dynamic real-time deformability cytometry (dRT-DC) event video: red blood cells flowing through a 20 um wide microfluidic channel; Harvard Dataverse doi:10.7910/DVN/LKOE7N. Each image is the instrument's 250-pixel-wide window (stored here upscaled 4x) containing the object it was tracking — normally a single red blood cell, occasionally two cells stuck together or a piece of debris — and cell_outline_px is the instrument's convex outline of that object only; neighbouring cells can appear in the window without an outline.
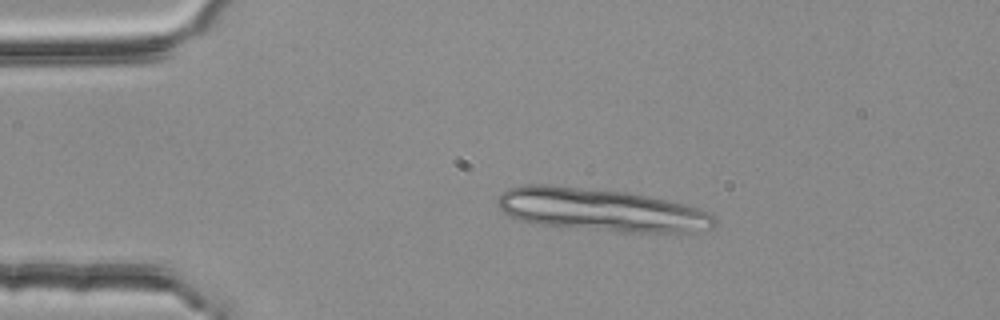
{"species": "common noctule bat (a hibernating species)", "species_latin": "Nyctalus noctula", "temperature_condition": "room temperature", "stored_images_in_passage": 2, "camera_frame_rate_fps": 3000, "um_per_image_px": 0.085, "animal": {"sex": "female", "body_mass_g": 25.1}, "frame": {"image": 1, "passage_image": 1, "time_ms": 0.0, "image_size_px": [1000, 320], "cell_outline_px": [[716, 224], [712, 228], [692, 232], [624, 232], [536, 224], [520, 220], [508, 216], [496, 204], [496, 200], [500, 192], [508, 188], [524, 184], [552, 184], [624, 192], [648, 196], [668, 200], [700, 208], [712, 212], [716, 216]], "centroid_in_image_um": [51.07, 17.83], "position_along_channel_um": 33.9, "area_um2": 54.51}}